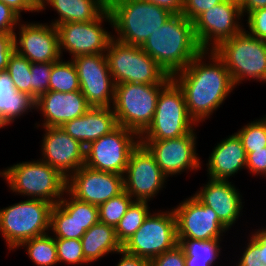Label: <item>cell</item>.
Masks as SVG:
<instances>
[{
	"mask_svg": "<svg viewBox=\"0 0 266 266\" xmlns=\"http://www.w3.org/2000/svg\"><path fill=\"white\" fill-rule=\"evenodd\" d=\"M171 78L182 90L188 114L197 125L208 120L236 88L224 62L214 51H201Z\"/></svg>",
	"mask_w": 266,
	"mask_h": 266,
	"instance_id": "6da1fadb",
	"label": "cell"
},
{
	"mask_svg": "<svg viewBox=\"0 0 266 266\" xmlns=\"http://www.w3.org/2000/svg\"><path fill=\"white\" fill-rule=\"evenodd\" d=\"M141 48L170 76L185 69L202 51L193 22L182 14H173Z\"/></svg>",
	"mask_w": 266,
	"mask_h": 266,
	"instance_id": "7a4b0ae2",
	"label": "cell"
},
{
	"mask_svg": "<svg viewBox=\"0 0 266 266\" xmlns=\"http://www.w3.org/2000/svg\"><path fill=\"white\" fill-rule=\"evenodd\" d=\"M113 38L121 43L142 46L152 33L173 15L144 0H108Z\"/></svg>",
	"mask_w": 266,
	"mask_h": 266,
	"instance_id": "3957f363",
	"label": "cell"
},
{
	"mask_svg": "<svg viewBox=\"0 0 266 266\" xmlns=\"http://www.w3.org/2000/svg\"><path fill=\"white\" fill-rule=\"evenodd\" d=\"M9 190L29 199L48 201L53 205L63 198L67 178L41 159L22 161L0 171Z\"/></svg>",
	"mask_w": 266,
	"mask_h": 266,
	"instance_id": "277c9868",
	"label": "cell"
},
{
	"mask_svg": "<svg viewBox=\"0 0 266 266\" xmlns=\"http://www.w3.org/2000/svg\"><path fill=\"white\" fill-rule=\"evenodd\" d=\"M244 28L213 51L224 62L235 87L246 80L266 83V41Z\"/></svg>",
	"mask_w": 266,
	"mask_h": 266,
	"instance_id": "5b68a950",
	"label": "cell"
},
{
	"mask_svg": "<svg viewBox=\"0 0 266 266\" xmlns=\"http://www.w3.org/2000/svg\"><path fill=\"white\" fill-rule=\"evenodd\" d=\"M52 207L48 201L27 198L0 209V235L7 249L15 251L24 241L48 233Z\"/></svg>",
	"mask_w": 266,
	"mask_h": 266,
	"instance_id": "8992f818",
	"label": "cell"
},
{
	"mask_svg": "<svg viewBox=\"0 0 266 266\" xmlns=\"http://www.w3.org/2000/svg\"><path fill=\"white\" fill-rule=\"evenodd\" d=\"M105 56L115 85L168 84L172 80L140 46L128 45L112 38Z\"/></svg>",
	"mask_w": 266,
	"mask_h": 266,
	"instance_id": "52a82bcc",
	"label": "cell"
},
{
	"mask_svg": "<svg viewBox=\"0 0 266 266\" xmlns=\"http://www.w3.org/2000/svg\"><path fill=\"white\" fill-rule=\"evenodd\" d=\"M167 84L120 83L115 85L113 103L118 126L139 136L152 123L160 91Z\"/></svg>",
	"mask_w": 266,
	"mask_h": 266,
	"instance_id": "ba28073f",
	"label": "cell"
},
{
	"mask_svg": "<svg viewBox=\"0 0 266 266\" xmlns=\"http://www.w3.org/2000/svg\"><path fill=\"white\" fill-rule=\"evenodd\" d=\"M196 127L188 114L182 90L171 80L160 91L152 123L140 135V140L178 138L197 130Z\"/></svg>",
	"mask_w": 266,
	"mask_h": 266,
	"instance_id": "9c48e42d",
	"label": "cell"
},
{
	"mask_svg": "<svg viewBox=\"0 0 266 266\" xmlns=\"http://www.w3.org/2000/svg\"><path fill=\"white\" fill-rule=\"evenodd\" d=\"M178 243L173 209L149 213L141 227L123 245L128 254L151 260Z\"/></svg>",
	"mask_w": 266,
	"mask_h": 266,
	"instance_id": "30bf717a",
	"label": "cell"
},
{
	"mask_svg": "<svg viewBox=\"0 0 266 266\" xmlns=\"http://www.w3.org/2000/svg\"><path fill=\"white\" fill-rule=\"evenodd\" d=\"M239 0H224L193 21L195 38L202 51H213L244 29Z\"/></svg>",
	"mask_w": 266,
	"mask_h": 266,
	"instance_id": "8fae6325",
	"label": "cell"
},
{
	"mask_svg": "<svg viewBox=\"0 0 266 266\" xmlns=\"http://www.w3.org/2000/svg\"><path fill=\"white\" fill-rule=\"evenodd\" d=\"M139 142L140 136L136 132L118 126L85 147L84 165L94 170L123 175L130 154Z\"/></svg>",
	"mask_w": 266,
	"mask_h": 266,
	"instance_id": "7c38bea8",
	"label": "cell"
},
{
	"mask_svg": "<svg viewBox=\"0 0 266 266\" xmlns=\"http://www.w3.org/2000/svg\"><path fill=\"white\" fill-rule=\"evenodd\" d=\"M104 22H108L112 28L108 8L94 21L57 25L61 57L63 58V51L68 52L71 59L78 55L105 54L113 33L103 28Z\"/></svg>",
	"mask_w": 266,
	"mask_h": 266,
	"instance_id": "4fadbf2b",
	"label": "cell"
},
{
	"mask_svg": "<svg viewBox=\"0 0 266 266\" xmlns=\"http://www.w3.org/2000/svg\"><path fill=\"white\" fill-rule=\"evenodd\" d=\"M167 179L153 154L139 142L132 150L123 174L124 190L134 200L150 202L166 188Z\"/></svg>",
	"mask_w": 266,
	"mask_h": 266,
	"instance_id": "5bb4252c",
	"label": "cell"
},
{
	"mask_svg": "<svg viewBox=\"0 0 266 266\" xmlns=\"http://www.w3.org/2000/svg\"><path fill=\"white\" fill-rule=\"evenodd\" d=\"M185 199L172 207L176 217L177 239L223 240L229 229L212 208L204 205L194 194Z\"/></svg>",
	"mask_w": 266,
	"mask_h": 266,
	"instance_id": "9a60e30c",
	"label": "cell"
},
{
	"mask_svg": "<svg viewBox=\"0 0 266 266\" xmlns=\"http://www.w3.org/2000/svg\"><path fill=\"white\" fill-rule=\"evenodd\" d=\"M196 130L172 139L140 140L155 157L162 172L169 178L182 172L198 171L202 161L197 152Z\"/></svg>",
	"mask_w": 266,
	"mask_h": 266,
	"instance_id": "2e32d148",
	"label": "cell"
},
{
	"mask_svg": "<svg viewBox=\"0 0 266 266\" xmlns=\"http://www.w3.org/2000/svg\"><path fill=\"white\" fill-rule=\"evenodd\" d=\"M79 77L80 91L91 107H113L115 82L108 68L105 54L73 57Z\"/></svg>",
	"mask_w": 266,
	"mask_h": 266,
	"instance_id": "e0dca14e",
	"label": "cell"
},
{
	"mask_svg": "<svg viewBox=\"0 0 266 266\" xmlns=\"http://www.w3.org/2000/svg\"><path fill=\"white\" fill-rule=\"evenodd\" d=\"M23 22L13 33L14 51L31 63L59 61L62 57L57 27L51 23Z\"/></svg>",
	"mask_w": 266,
	"mask_h": 266,
	"instance_id": "ac0fdd59",
	"label": "cell"
},
{
	"mask_svg": "<svg viewBox=\"0 0 266 266\" xmlns=\"http://www.w3.org/2000/svg\"><path fill=\"white\" fill-rule=\"evenodd\" d=\"M66 190L81 201L99 206L124 191L123 175L83 165L67 178Z\"/></svg>",
	"mask_w": 266,
	"mask_h": 266,
	"instance_id": "d6986e66",
	"label": "cell"
},
{
	"mask_svg": "<svg viewBox=\"0 0 266 266\" xmlns=\"http://www.w3.org/2000/svg\"><path fill=\"white\" fill-rule=\"evenodd\" d=\"M41 159L68 178L85 163V147L60 127H43Z\"/></svg>",
	"mask_w": 266,
	"mask_h": 266,
	"instance_id": "ffe728a7",
	"label": "cell"
},
{
	"mask_svg": "<svg viewBox=\"0 0 266 266\" xmlns=\"http://www.w3.org/2000/svg\"><path fill=\"white\" fill-rule=\"evenodd\" d=\"M91 106L80 90L68 93L48 91L41 95L35 103V110L41 113L42 123H36L40 127H60L65 122L73 120L86 113Z\"/></svg>",
	"mask_w": 266,
	"mask_h": 266,
	"instance_id": "44dd1931",
	"label": "cell"
},
{
	"mask_svg": "<svg viewBox=\"0 0 266 266\" xmlns=\"http://www.w3.org/2000/svg\"><path fill=\"white\" fill-rule=\"evenodd\" d=\"M195 192V196L206 206L212 208L218 219L230 230L243 214L244 207L241 192L230 180L210 178ZM241 212V213H240Z\"/></svg>",
	"mask_w": 266,
	"mask_h": 266,
	"instance_id": "7402d4cb",
	"label": "cell"
},
{
	"mask_svg": "<svg viewBox=\"0 0 266 266\" xmlns=\"http://www.w3.org/2000/svg\"><path fill=\"white\" fill-rule=\"evenodd\" d=\"M118 127L112 107H91L82 116L65 122L61 128L84 147Z\"/></svg>",
	"mask_w": 266,
	"mask_h": 266,
	"instance_id": "603a6c76",
	"label": "cell"
},
{
	"mask_svg": "<svg viewBox=\"0 0 266 266\" xmlns=\"http://www.w3.org/2000/svg\"><path fill=\"white\" fill-rule=\"evenodd\" d=\"M246 152L236 133L220 140L212 148L207 165V176L213 180H228L241 169H246Z\"/></svg>",
	"mask_w": 266,
	"mask_h": 266,
	"instance_id": "cb8c5ba5",
	"label": "cell"
},
{
	"mask_svg": "<svg viewBox=\"0 0 266 266\" xmlns=\"http://www.w3.org/2000/svg\"><path fill=\"white\" fill-rule=\"evenodd\" d=\"M53 8L58 18L51 19L57 26L68 22H90L96 20L107 8L108 0H38V12Z\"/></svg>",
	"mask_w": 266,
	"mask_h": 266,
	"instance_id": "d4e9b609",
	"label": "cell"
},
{
	"mask_svg": "<svg viewBox=\"0 0 266 266\" xmlns=\"http://www.w3.org/2000/svg\"><path fill=\"white\" fill-rule=\"evenodd\" d=\"M35 103L31 96L17 91L7 70L0 71V119L6 126L24 114L32 113Z\"/></svg>",
	"mask_w": 266,
	"mask_h": 266,
	"instance_id": "484cf974",
	"label": "cell"
},
{
	"mask_svg": "<svg viewBox=\"0 0 266 266\" xmlns=\"http://www.w3.org/2000/svg\"><path fill=\"white\" fill-rule=\"evenodd\" d=\"M81 242L84 257L89 264L122 250V245L116 237L115 227L100 221L85 232Z\"/></svg>",
	"mask_w": 266,
	"mask_h": 266,
	"instance_id": "4316f807",
	"label": "cell"
},
{
	"mask_svg": "<svg viewBox=\"0 0 266 266\" xmlns=\"http://www.w3.org/2000/svg\"><path fill=\"white\" fill-rule=\"evenodd\" d=\"M185 252L186 266H213L220 259L222 240L177 239Z\"/></svg>",
	"mask_w": 266,
	"mask_h": 266,
	"instance_id": "83f0119b",
	"label": "cell"
},
{
	"mask_svg": "<svg viewBox=\"0 0 266 266\" xmlns=\"http://www.w3.org/2000/svg\"><path fill=\"white\" fill-rule=\"evenodd\" d=\"M21 247L26 250L29 259L36 266L58 264L55 238L49 232L24 241L17 249Z\"/></svg>",
	"mask_w": 266,
	"mask_h": 266,
	"instance_id": "f1b7e54d",
	"label": "cell"
},
{
	"mask_svg": "<svg viewBox=\"0 0 266 266\" xmlns=\"http://www.w3.org/2000/svg\"><path fill=\"white\" fill-rule=\"evenodd\" d=\"M148 201L134 200L115 227L117 240L123 245L141 227L151 212Z\"/></svg>",
	"mask_w": 266,
	"mask_h": 266,
	"instance_id": "f546056e",
	"label": "cell"
},
{
	"mask_svg": "<svg viewBox=\"0 0 266 266\" xmlns=\"http://www.w3.org/2000/svg\"><path fill=\"white\" fill-rule=\"evenodd\" d=\"M63 60L61 58L52 65L49 91L68 93L80 90L79 77L74 63L71 59Z\"/></svg>",
	"mask_w": 266,
	"mask_h": 266,
	"instance_id": "4dcf8cb0",
	"label": "cell"
},
{
	"mask_svg": "<svg viewBox=\"0 0 266 266\" xmlns=\"http://www.w3.org/2000/svg\"><path fill=\"white\" fill-rule=\"evenodd\" d=\"M58 204L87 231L99 221L98 206L81 201L67 190ZM67 197V198H66Z\"/></svg>",
	"mask_w": 266,
	"mask_h": 266,
	"instance_id": "1f68e13d",
	"label": "cell"
},
{
	"mask_svg": "<svg viewBox=\"0 0 266 266\" xmlns=\"http://www.w3.org/2000/svg\"><path fill=\"white\" fill-rule=\"evenodd\" d=\"M82 226L59 205L52 207L50 214V234L54 238L79 239L85 234Z\"/></svg>",
	"mask_w": 266,
	"mask_h": 266,
	"instance_id": "d6a6232c",
	"label": "cell"
},
{
	"mask_svg": "<svg viewBox=\"0 0 266 266\" xmlns=\"http://www.w3.org/2000/svg\"><path fill=\"white\" fill-rule=\"evenodd\" d=\"M241 140L246 155L266 147V115L247 123L235 132Z\"/></svg>",
	"mask_w": 266,
	"mask_h": 266,
	"instance_id": "836d02e7",
	"label": "cell"
},
{
	"mask_svg": "<svg viewBox=\"0 0 266 266\" xmlns=\"http://www.w3.org/2000/svg\"><path fill=\"white\" fill-rule=\"evenodd\" d=\"M133 201L134 199L124 190L98 206L99 221L116 227Z\"/></svg>",
	"mask_w": 266,
	"mask_h": 266,
	"instance_id": "e575fe53",
	"label": "cell"
},
{
	"mask_svg": "<svg viewBox=\"0 0 266 266\" xmlns=\"http://www.w3.org/2000/svg\"><path fill=\"white\" fill-rule=\"evenodd\" d=\"M7 71L17 91L31 96V62L14 51L9 58Z\"/></svg>",
	"mask_w": 266,
	"mask_h": 266,
	"instance_id": "d590c367",
	"label": "cell"
},
{
	"mask_svg": "<svg viewBox=\"0 0 266 266\" xmlns=\"http://www.w3.org/2000/svg\"><path fill=\"white\" fill-rule=\"evenodd\" d=\"M58 264L83 265L88 264L79 239L55 238Z\"/></svg>",
	"mask_w": 266,
	"mask_h": 266,
	"instance_id": "8d00e7d4",
	"label": "cell"
},
{
	"mask_svg": "<svg viewBox=\"0 0 266 266\" xmlns=\"http://www.w3.org/2000/svg\"><path fill=\"white\" fill-rule=\"evenodd\" d=\"M248 238V243L245 244L244 249L242 248L243 253L238 258L236 266H265L264 242L253 231Z\"/></svg>",
	"mask_w": 266,
	"mask_h": 266,
	"instance_id": "74e56055",
	"label": "cell"
},
{
	"mask_svg": "<svg viewBox=\"0 0 266 266\" xmlns=\"http://www.w3.org/2000/svg\"><path fill=\"white\" fill-rule=\"evenodd\" d=\"M54 63H31V97L36 101L49 91V79Z\"/></svg>",
	"mask_w": 266,
	"mask_h": 266,
	"instance_id": "f35d334b",
	"label": "cell"
},
{
	"mask_svg": "<svg viewBox=\"0 0 266 266\" xmlns=\"http://www.w3.org/2000/svg\"><path fill=\"white\" fill-rule=\"evenodd\" d=\"M246 30L250 35L266 41V8L254 10L246 15Z\"/></svg>",
	"mask_w": 266,
	"mask_h": 266,
	"instance_id": "ab89813d",
	"label": "cell"
},
{
	"mask_svg": "<svg viewBox=\"0 0 266 266\" xmlns=\"http://www.w3.org/2000/svg\"><path fill=\"white\" fill-rule=\"evenodd\" d=\"M150 266H186L185 252L183 248L177 244L173 249L152 258L150 260Z\"/></svg>",
	"mask_w": 266,
	"mask_h": 266,
	"instance_id": "60d3db41",
	"label": "cell"
},
{
	"mask_svg": "<svg viewBox=\"0 0 266 266\" xmlns=\"http://www.w3.org/2000/svg\"><path fill=\"white\" fill-rule=\"evenodd\" d=\"M223 1L224 0H184L182 15L193 22L204 11H207Z\"/></svg>",
	"mask_w": 266,
	"mask_h": 266,
	"instance_id": "b9f144b4",
	"label": "cell"
},
{
	"mask_svg": "<svg viewBox=\"0 0 266 266\" xmlns=\"http://www.w3.org/2000/svg\"><path fill=\"white\" fill-rule=\"evenodd\" d=\"M246 169L253 176H261L266 174V147L247 154ZM263 175V176H262Z\"/></svg>",
	"mask_w": 266,
	"mask_h": 266,
	"instance_id": "7bdbcfd3",
	"label": "cell"
},
{
	"mask_svg": "<svg viewBox=\"0 0 266 266\" xmlns=\"http://www.w3.org/2000/svg\"><path fill=\"white\" fill-rule=\"evenodd\" d=\"M22 18L0 1V32L14 33Z\"/></svg>",
	"mask_w": 266,
	"mask_h": 266,
	"instance_id": "ee69618b",
	"label": "cell"
},
{
	"mask_svg": "<svg viewBox=\"0 0 266 266\" xmlns=\"http://www.w3.org/2000/svg\"><path fill=\"white\" fill-rule=\"evenodd\" d=\"M13 52V33L0 32V71L7 70L8 61Z\"/></svg>",
	"mask_w": 266,
	"mask_h": 266,
	"instance_id": "f6af8a7d",
	"label": "cell"
},
{
	"mask_svg": "<svg viewBox=\"0 0 266 266\" xmlns=\"http://www.w3.org/2000/svg\"><path fill=\"white\" fill-rule=\"evenodd\" d=\"M5 5L9 6L15 11L21 18L24 12H38V1L37 0H0ZM22 12V13H21Z\"/></svg>",
	"mask_w": 266,
	"mask_h": 266,
	"instance_id": "bcb514c9",
	"label": "cell"
},
{
	"mask_svg": "<svg viewBox=\"0 0 266 266\" xmlns=\"http://www.w3.org/2000/svg\"><path fill=\"white\" fill-rule=\"evenodd\" d=\"M117 254L121 256L116 266H150V260L143 257L134 256L121 250Z\"/></svg>",
	"mask_w": 266,
	"mask_h": 266,
	"instance_id": "7dc6e473",
	"label": "cell"
},
{
	"mask_svg": "<svg viewBox=\"0 0 266 266\" xmlns=\"http://www.w3.org/2000/svg\"><path fill=\"white\" fill-rule=\"evenodd\" d=\"M162 7L172 14H182L184 8V0H144Z\"/></svg>",
	"mask_w": 266,
	"mask_h": 266,
	"instance_id": "c3c4849f",
	"label": "cell"
},
{
	"mask_svg": "<svg viewBox=\"0 0 266 266\" xmlns=\"http://www.w3.org/2000/svg\"><path fill=\"white\" fill-rule=\"evenodd\" d=\"M239 4L243 17L254 10L266 8V0H239Z\"/></svg>",
	"mask_w": 266,
	"mask_h": 266,
	"instance_id": "681fc988",
	"label": "cell"
},
{
	"mask_svg": "<svg viewBox=\"0 0 266 266\" xmlns=\"http://www.w3.org/2000/svg\"><path fill=\"white\" fill-rule=\"evenodd\" d=\"M260 238L261 240L264 242V258H265V266H266V227H262L261 229H255L254 231Z\"/></svg>",
	"mask_w": 266,
	"mask_h": 266,
	"instance_id": "f907efd6",
	"label": "cell"
},
{
	"mask_svg": "<svg viewBox=\"0 0 266 266\" xmlns=\"http://www.w3.org/2000/svg\"><path fill=\"white\" fill-rule=\"evenodd\" d=\"M4 127H7L4 123H3V121L0 119V129L1 128H4Z\"/></svg>",
	"mask_w": 266,
	"mask_h": 266,
	"instance_id": "816d5d0a",
	"label": "cell"
}]
</instances>
